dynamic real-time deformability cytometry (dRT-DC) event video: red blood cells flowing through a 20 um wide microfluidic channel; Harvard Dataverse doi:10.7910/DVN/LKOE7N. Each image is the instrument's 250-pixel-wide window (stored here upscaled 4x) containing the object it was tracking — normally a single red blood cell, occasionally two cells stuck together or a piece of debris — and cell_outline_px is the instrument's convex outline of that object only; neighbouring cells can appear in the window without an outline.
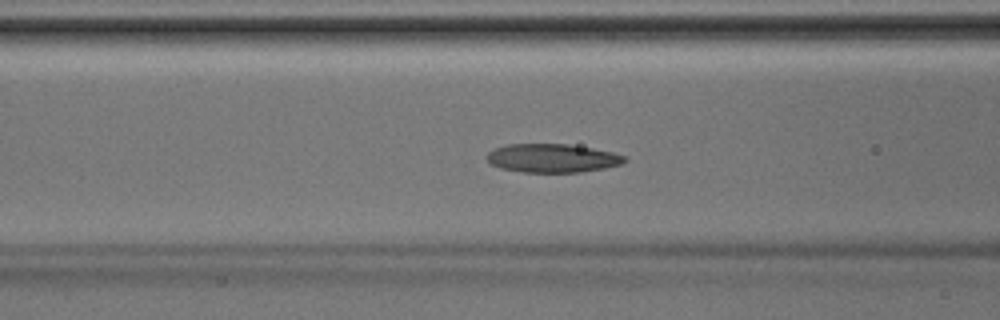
{"species": "Egyptian fruit bat (a non-hibernating species)", "species_latin": "Rousettus aegyptiacus", "temperature_condition": "room temperature", "stored_images_in_passage": 38, "segment_of_instrument_passage": [1, 2], "camera_frame_rate_fps": 3000, "um_per_image_px": 0.085, "animal": {"sex": "male"}, "frame": {"image": 1, "passage_image": 12, "time_ms": 3.667, "image_size_px": [1000, 320], "cell_outline_px": [[628, 160], [624, 164], [604, 168], [580, 172], [524, 172], [500, 168], [492, 164], [484, 156], [488, 152], [496, 148], [508, 144], [568, 144], [592, 148], [612, 152], [624, 156]], "centroid_in_image_um": [46.96, 13.44], "position_along_channel_um": 119.6, "area_um2": 22.95}}
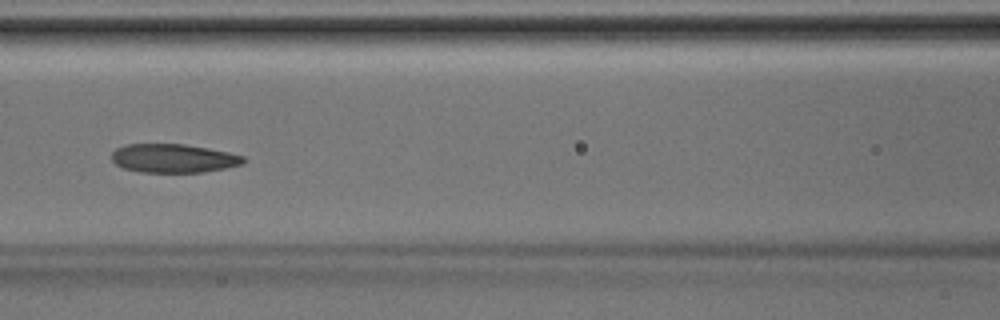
{"frame": {"image": 2, "passage_image": 14, "time_ms": 4.333, "image_size_px": [1000, 320], "cell_outline_px": [[244, 164], [204, 172], [140, 172], [124, 168], [116, 164], [112, 160], [112, 152], [116, 148], [128, 144], [184, 144], [208, 148], [228, 152], [244, 156]], "centroid_in_image_um": [14.74, 13.45], "position_along_channel_um": 151.9, "area_um2": 21.96}}
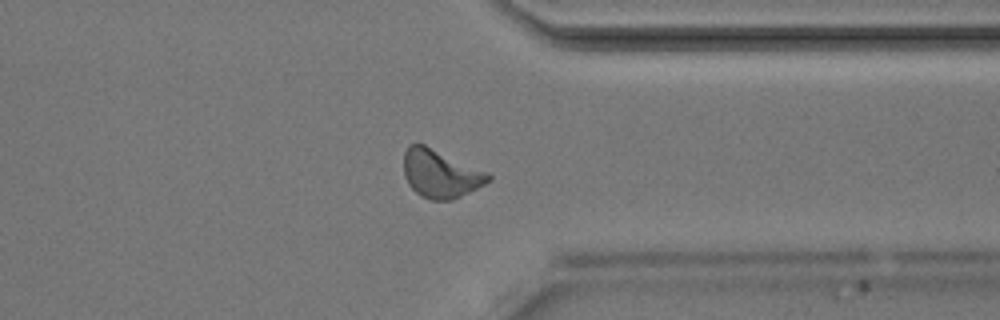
{"frame": {"image": 3, "passage_image": 28, "time_ms": 9.0, "image_size_px": [1000, 320], "cell_outline_px": [[492, 180], [452, 200], [432, 200], [420, 196], [408, 184], [404, 176], [404, 152], [408, 144], [424, 144], [488, 172], [492, 176]], "centroid_in_image_um": [37.43, 14.76], "position_along_channel_um": 374.0, "area_um2": 23.64}}